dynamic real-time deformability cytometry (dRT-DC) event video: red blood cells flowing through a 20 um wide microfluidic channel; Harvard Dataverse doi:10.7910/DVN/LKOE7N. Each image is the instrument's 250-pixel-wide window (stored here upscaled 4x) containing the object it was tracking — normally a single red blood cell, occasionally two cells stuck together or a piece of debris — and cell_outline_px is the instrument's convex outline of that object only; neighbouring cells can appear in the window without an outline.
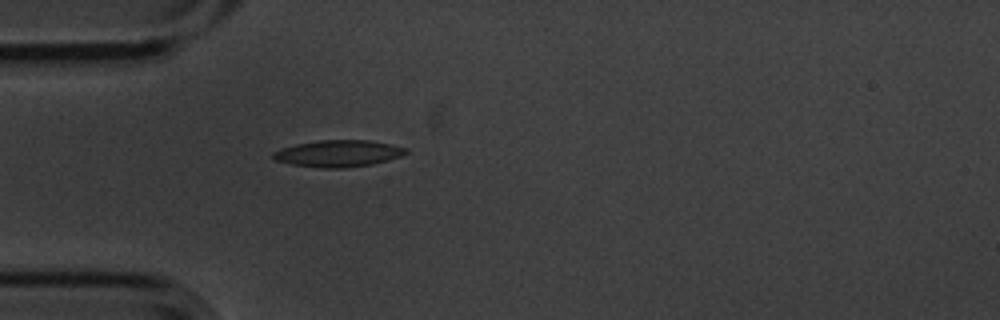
{"species": "common noctule bat (a hibernating species)", "species_latin": "Nyctalus noctula", "temperature_condition": "cold", "stored_images_in_passage": 1, "camera_frame_rate_fps": 3000, "um_per_image_px": 0.085, "animal": {"sex": "male", "body_mass_g": 20.1, "forearm_length_mm": 53.5}, "frame": {"image": 1, "passage_image": 1, "time_ms": 0.0, "image_size_px": [1000, 320], "cell_outline_px": [[408, 152], [400, 156], [388, 160], [372, 164], [344, 168], [320, 168], [292, 164], [276, 160], [272, 156], [272, 152], [280, 148], [296, 144], [320, 140], [368, 140], [392, 144], [408, 148]], "centroid_in_image_um": [28.76, 13.04], "position_along_channel_um": 56.2, "area_um2": 20.69}}